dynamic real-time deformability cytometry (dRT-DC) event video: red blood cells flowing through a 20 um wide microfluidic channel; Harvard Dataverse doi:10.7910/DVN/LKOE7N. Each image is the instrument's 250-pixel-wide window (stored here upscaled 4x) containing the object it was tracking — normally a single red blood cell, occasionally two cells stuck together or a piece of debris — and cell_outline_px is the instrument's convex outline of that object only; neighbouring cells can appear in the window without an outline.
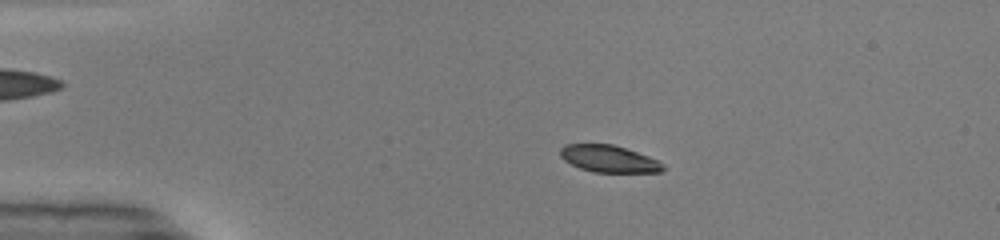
{"species": "common noctule bat (a hibernating species)", "species_latin": "Nyctalus noctula", "temperature_condition": "warm", "stored_images_in_passage": 46, "camera_frame_rate_fps": 3000, "um_per_image_px": 0.085, "animal": {"sex": "male", "body_mass_g": 19.0, "forearm_length_mm": 50.8}, "frame": {"image": 1, "passage_image": 7, "time_ms": 2.0, "image_size_px": [1000, 240], "cell_outline_px": [[668, 168], [660, 172], [592, 172], [580, 168], [564, 160], [560, 156], [560, 148], [564, 144], [612, 144], [648, 156], [664, 164]], "centroid_in_image_um": [51.75, 13.5], "position_along_channel_um": 33.2, "area_um2": 16.13}}
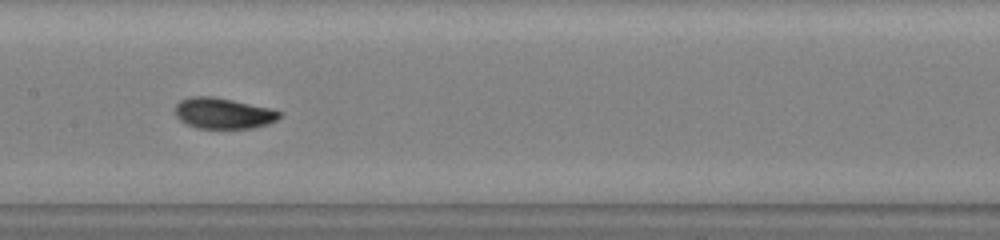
{"frame": {"image": 2, "passage_image": 22, "time_ms": 7.0, "image_size_px": [1000, 240], "cell_outline_px": [[284, 112], [276, 120], [268, 124], [252, 128], [196, 128], [180, 120], [176, 116], [176, 104], [180, 100], [192, 96], [212, 96], [232, 100], [268, 108]], "centroid_in_image_um": [18.97, 9.63], "position_along_channel_um": 188.4, "area_um2": 18.61}}
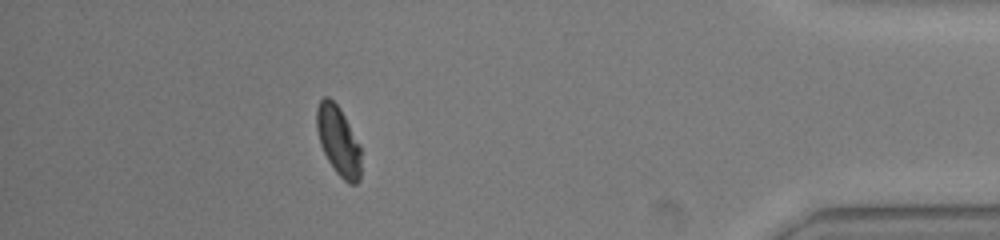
{"frame": {"image": 3, "passage_image": 41, "time_ms": 13.333, "image_size_px": [1000, 240], "cell_outline_px": [[360, 180], [356, 184], [348, 184], [336, 172], [328, 160], [320, 144], [316, 128], [316, 108], [320, 100], [324, 96], [328, 96], [340, 108], [360, 144]], "centroid_in_image_um": [28.75, 11.96], "position_along_channel_um": 406.4, "area_um2": 17.98}, "authors_computed_cell_mechanics": {"area_um2": 18.4671, "velocity_mm_per_s": 4.1375, "shape_relaxation_time_tau1_ms": 2.8748, "shape_relaxation_time_tau2_ms": 1.1799, "deformation_change_tau1": 0.1479, "deformation_change_tau2": 0.0354}}